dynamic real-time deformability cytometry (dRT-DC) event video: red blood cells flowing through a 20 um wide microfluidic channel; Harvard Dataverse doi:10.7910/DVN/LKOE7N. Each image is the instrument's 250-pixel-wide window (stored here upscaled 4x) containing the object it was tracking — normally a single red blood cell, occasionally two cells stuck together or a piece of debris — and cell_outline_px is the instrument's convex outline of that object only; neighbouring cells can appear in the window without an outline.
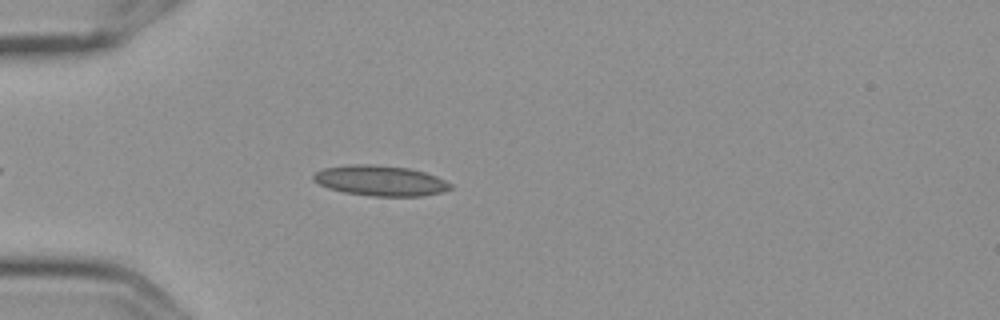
{"species": "Egyptian fruit bat (a non-hibernating species)", "species_latin": "Rousettus aegyptiacus", "temperature_condition": "cold", "stored_images_in_passage": 5, "camera_frame_rate_fps": 3000, "um_per_image_px": 0.085, "frame": {"image": 1, "passage_image": 5, "time_ms": 1.333, "image_size_px": [1000, 320], "cell_outline_px": [[452, 188], [440, 192], [420, 196], [372, 196], [344, 192], [328, 188], [312, 180], [312, 176], [316, 172], [324, 168], [348, 164], [372, 164], [408, 168], [424, 172], [436, 176], [452, 184]], "centroid_in_image_um": [32.3, 15.35], "position_along_channel_um": 52.7, "area_um2": 24.16}}